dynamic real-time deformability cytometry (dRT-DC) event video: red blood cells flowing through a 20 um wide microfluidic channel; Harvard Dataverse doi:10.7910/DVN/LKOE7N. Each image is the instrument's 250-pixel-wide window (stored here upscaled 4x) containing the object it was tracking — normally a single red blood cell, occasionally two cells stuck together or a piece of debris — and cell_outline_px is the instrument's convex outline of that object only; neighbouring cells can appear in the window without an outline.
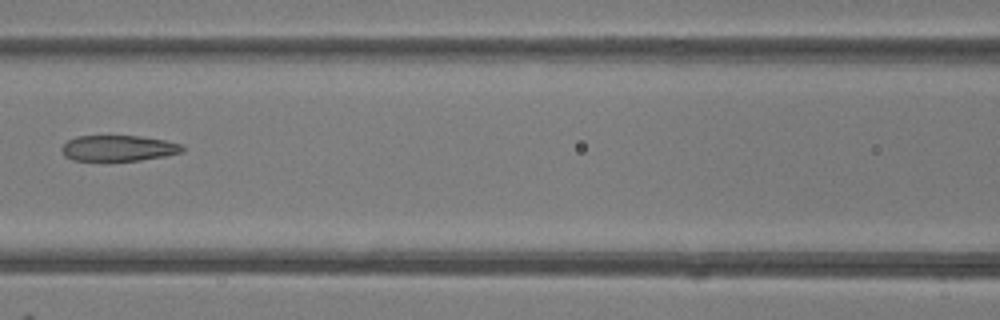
{"species": "common noctule bat (a hibernating species)", "species_latin": "Nyctalus noctula", "temperature_condition": "room temperature", "stored_images_in_passage": 7, "camera_frame_rate_fps": 3000, "um_per_image_px": 0.085, "animal": {"sex": "female"}, "frame": {"image": 1, "passage_image": 6, "time_ms": 6.667, "image_size_px": [1000, 320], "cell_outline_px": [[184, 152], [164, 156], [140, 160], [72, 160], [64, 156], [60, 148], [68, 140], [76, 136], [140, 136], [164, 140], [180, 144], [184, 148]], "centroid_in_image_um": [10.05, 12.59], "position_along_channel_um": 156.6, "area_um2": 18.03}}
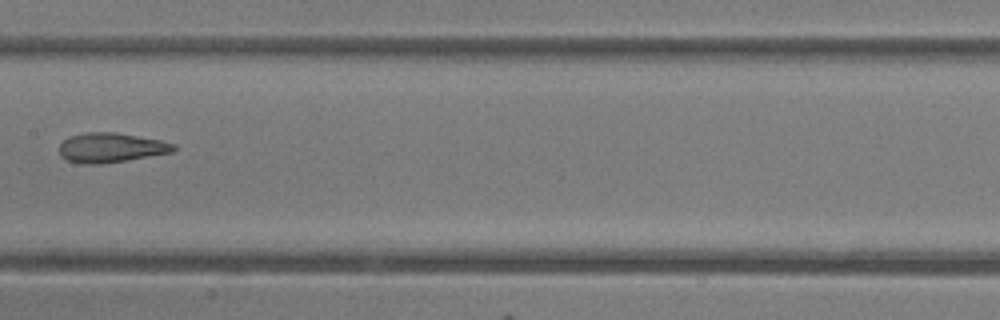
{"frame": {"image": 2, "passage_image": 7, "time_ms": 7.667, "image_size_px": [1000, 320], "cell_outline_px": [[176, 148], [172, 152], [100, 164], [80, 164], [68, 160], [60, 156], [60, 144], [68, 136], [88, 132], [116, 132], [160, 140], [176, 144]], "centroid_in_image_um": [9.4, 12.54], "position_along_channel_um": 198.0, "area_um2": 19.59}}